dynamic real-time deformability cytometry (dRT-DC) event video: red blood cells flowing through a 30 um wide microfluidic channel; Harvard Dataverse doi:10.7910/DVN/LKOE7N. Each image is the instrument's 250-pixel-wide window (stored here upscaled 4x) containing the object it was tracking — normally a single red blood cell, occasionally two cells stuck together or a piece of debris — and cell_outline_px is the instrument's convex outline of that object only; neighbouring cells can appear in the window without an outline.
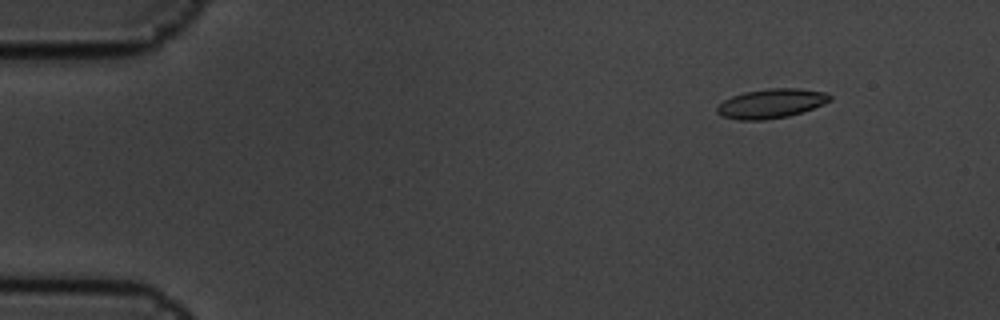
{"species": "common noctule bat (a hibernating species)", "species_latin": "Nyctalus noctula", "temperature_condition": "cold", "stored_images_in_passage": 5, "camera_frame_rate_fps": 3000, "um_per_image_px": 0.085, "animal": {"sex": "male", "body_mass_g": 19.5, "forearm_length_mm": 54.6}, "frame": {"image": 1, "passage_image": 1, "time_ms": 0.0, "image_size_px": [1000, 320], "cell_outline_px": [[832, 100], [824, 104], [788, 116], [764, 120], [736, 120], [724, 116], [716, 112], [716, 108], [724, 100], [732, 96], [744, 92], [768, 88], [800, 88], [828, 92], [832, 96]], "centroid_in_image_um": [65.58, 8.78], "position_along_channel_um": 19.4, "area_um2": 19.36}}
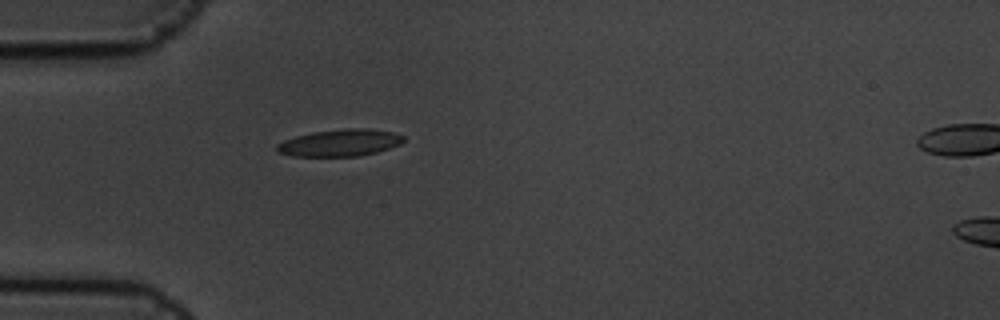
{"frame": {"image": 2, "passage_image": 4, "time_ms": 1.0, "image_size_px": [1000, 320], "cell_outline_px": [[404, 140], [400, 144], [376, 152], [360, 156], [292, 156], [280, 152], [276, 148], [276, 144], [284, 140], [296, 136], [312, 132], [344, 128], [368, 128], [392, 132], [404, 136]], "centroid_in_image_um": [28.9, 12.13], "position_along_channel_um": 56.1, "area_um2": 19.83}}